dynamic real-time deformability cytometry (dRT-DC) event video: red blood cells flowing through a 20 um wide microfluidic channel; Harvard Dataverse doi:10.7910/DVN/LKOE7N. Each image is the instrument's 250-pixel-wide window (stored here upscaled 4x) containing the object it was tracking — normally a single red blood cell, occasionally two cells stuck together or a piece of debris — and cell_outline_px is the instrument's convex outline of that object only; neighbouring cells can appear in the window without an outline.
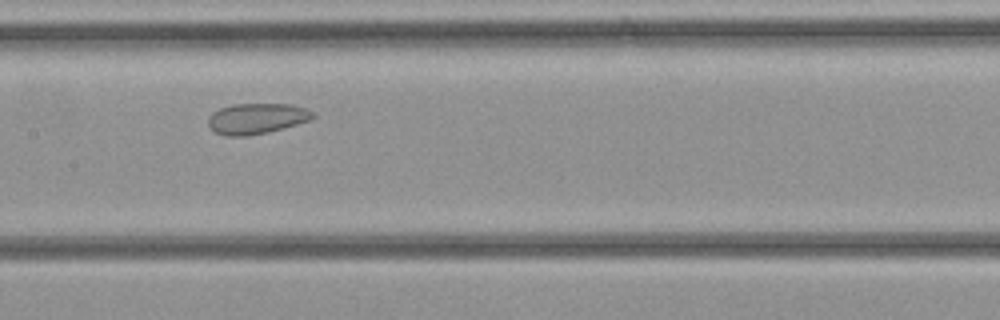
{"species": "common noctule bat (a hibernating species)", "species_latin": "Nyctalus noctula", "temperature_condition": "cold", "stored_images_in_passage": 26, "camera_frame_rate_fps": 3000, "um_per_image_px": 0.085, "animal": {"sex": "female", "body_mass_g": 21.9}, "frame": {"image": 1, "passage_image": 8, "time_ms": 2.333, "image_size_px": [1000, 320], "cell_outline_px": [[316, 116], [312, 120], [268, 132], [248, 136], [224, 136], [216, 132], [208, 124], [208, 116], [212, 112], [220, 108], [232, 104], [292, 104], [304, 108], [312, 112]], "centroid_in_image_um": [21.81, 10.07], "position_along_channel_um": 185.6, "area_um2": 18.79}}
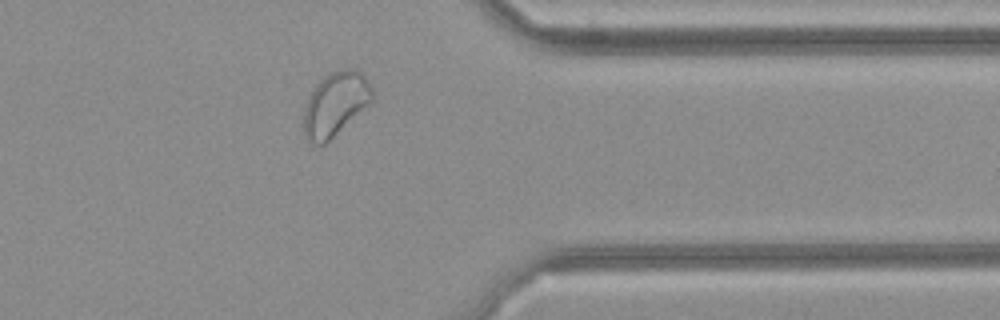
{"frame": {"image": 2, "passage_image": 19, "time_ms": 6.0, "image_size_px": [1000, 320], "cell_outline_px": [[376, 96], [368, 104], [324, 144], [312, 144], [308, 140], [304, 132], [304, 112], [308, 96], [316, 84], [324, 76], [332, 72], [344, 68], [356, 68], [368, 80]], "centroid_in_image_um": [28.51, 8.8], "position_along_channel_um": 382.9, "area_um2": 25.14}}